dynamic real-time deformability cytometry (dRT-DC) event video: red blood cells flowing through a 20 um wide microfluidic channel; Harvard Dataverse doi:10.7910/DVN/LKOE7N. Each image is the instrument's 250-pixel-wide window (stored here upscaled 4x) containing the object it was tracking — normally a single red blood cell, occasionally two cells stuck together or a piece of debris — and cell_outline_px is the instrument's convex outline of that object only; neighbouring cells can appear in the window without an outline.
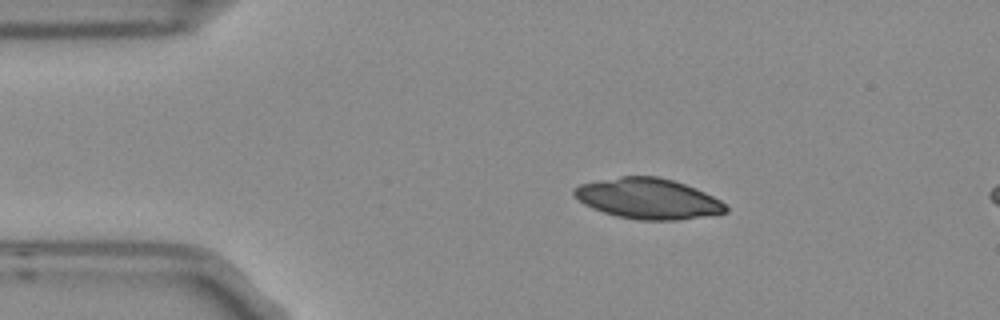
{"species": "Egyptian fruit bat (a non-hibernating species)", "species_latin": "Rousettus aegyptiacus", "temperature_condition": "room temperature", "stored_images_in_passage": 4, "camera_frame_rate_fps": 3000, "um_per_image_px": 0.085, "frame": {"image": 1, "passage_image": 2, "time_ms": 0.333, "image_size_px": [1000, 320], "cell_outline_px": [[728, 212], [680, 220], [636, 220], [616, 216], [592, 208], [584, 204], [572, 192], [572, 188], [580, 184], [620, 176], [660, 176], [696, 188], [720, 200], [728, 208]], "centroid_in_image_um": [55.08, 16.88], "position_along_channel_um": 29.9, "area_um2": 35.78}}